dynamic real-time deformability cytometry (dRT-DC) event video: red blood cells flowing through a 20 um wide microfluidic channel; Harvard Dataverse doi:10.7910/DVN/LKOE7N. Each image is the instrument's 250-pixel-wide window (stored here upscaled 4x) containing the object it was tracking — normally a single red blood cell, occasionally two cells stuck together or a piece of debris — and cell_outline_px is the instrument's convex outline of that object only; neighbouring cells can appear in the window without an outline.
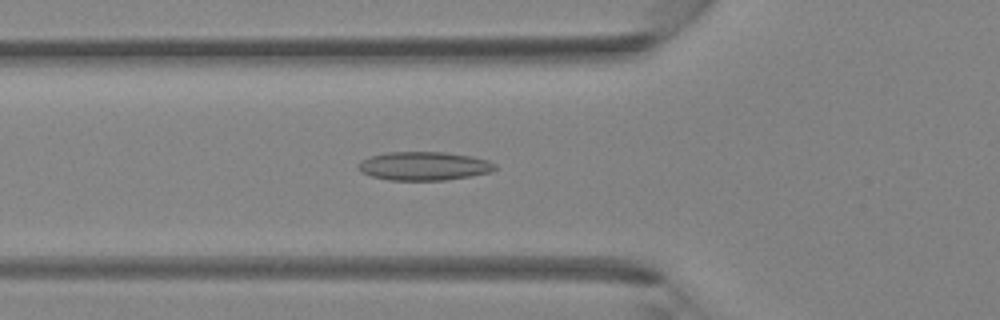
{"species": "Egyptian fruit bat (a non-hibernating species)", "species_latin": "Rousettus aegyptiacus", "temperature_condition": "room temperature", "stored_images_in_passage": 33, "camera_frame_rate_fps": 3000, "um_per_image_px": 0.085, "animal": {"sex": "female"}, "frame": {"image": 1, "passage_image": 5, "time_ms": 1.333, "image_size_px": [1000, 320], "cell_outline_px": [[496, 168], [492, 172], [444, 180], [388, 180], [372, 176], [360, 172], [356, 168], [360, 160], [368, 156], [388, 152], [444, 152], [472, 156], [488, 160], [496, 164]], "centroid_in_image_um": [36.0, 14.1], "position_along_channel_um": 89.8, "area_um2": 22.95}}
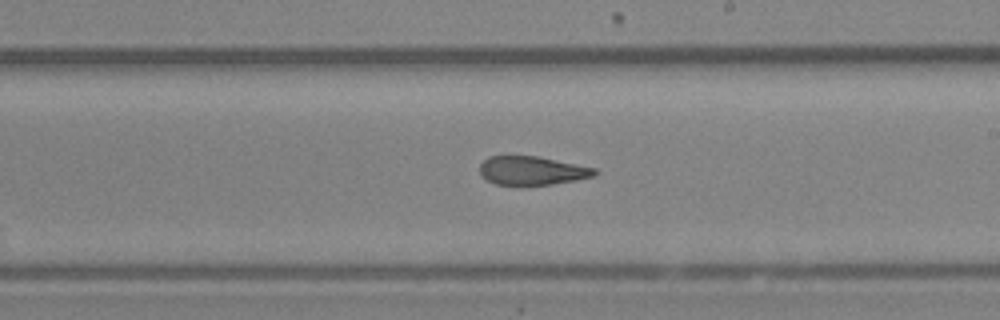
{"frame": {"image": 2, "passage_image": 15, "time_ms": 4.667, "image_size_px": [1000, 320], "cell_outline_px": [[596, 176], [576, 180], [552, 184], [496, 184], [488, 180], [480, 172], [480, 164], [488, 156], [536, 156], [596, 168]], "centroid_in_image_um": [45.24, 14.49], "position_along_channel_um": 243.8, "area_um2": 18.84}}
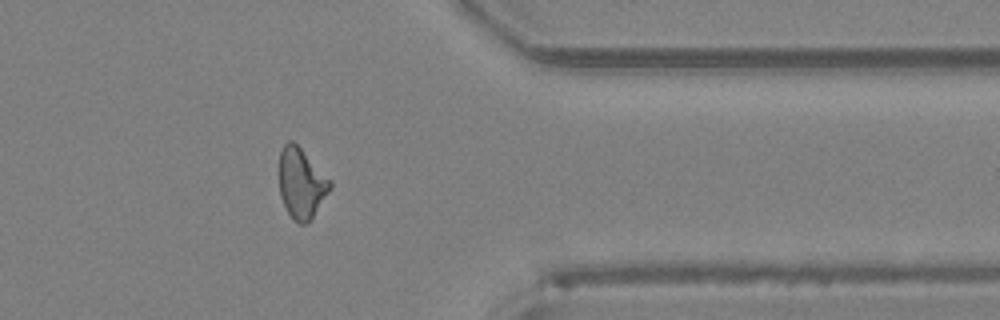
{"frame": {"image": 3, "passage_image": 25, "time_ms": 8.0, "image_size_px": [1000, 320], "cell_outline_px": [[332, 188], [312, 220], [308, 224], [300, 224], [292, 220], [280, 196], [280, 152], [284, 144], [288, 140], [292, 140], [332, 180]], "centroid_in_image_um": [25.65, 15.62], "position_along_channel_um": 385.8, "area_um2": 21.04}}